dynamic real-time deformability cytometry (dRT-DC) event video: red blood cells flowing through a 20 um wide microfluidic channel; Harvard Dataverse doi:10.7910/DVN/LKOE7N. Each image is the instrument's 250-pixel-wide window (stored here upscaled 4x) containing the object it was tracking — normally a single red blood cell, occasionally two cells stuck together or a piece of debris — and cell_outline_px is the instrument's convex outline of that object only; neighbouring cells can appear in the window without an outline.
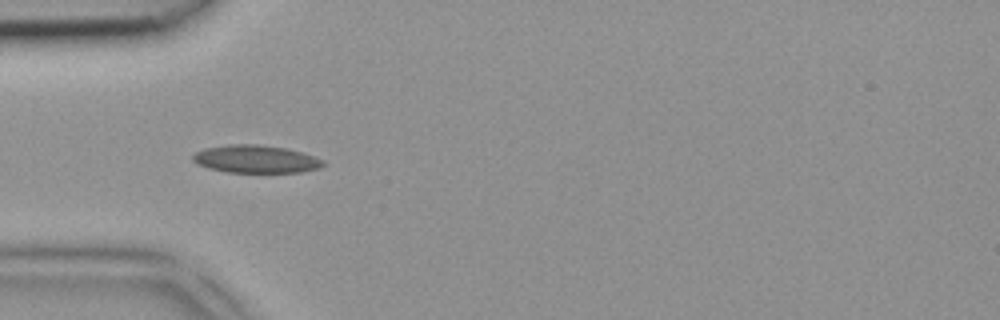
{"species": "common noctule bat (a hibernating species)", "species_latin": "Nyctalus noctula", "temperature_condition": "room temperature", "stored_images_in_passage": 4, "camera_frame_rate_fps": 3000, "um_per_image_px": 0.085, "animal": {"sex": "female", "body_mass_g": 18.4}, "frame": {"image": 1, "passage_image": 3, "time_ms": 0.667, "image_size_px": [1000, 320], "cell_outline_px": [[324, 164], [316, 168], [300, 172], [228, 172], [208, 168], [196, 164], [192, 160], [192, 156], [196, 152], [204, 148], [228, 144], [256, 144], [288, 148], [324, 160]], "centroid_in_image_um": [21.68, 13.51], "position_along_channel_um": 63.3, "area_um2": 20.98}}